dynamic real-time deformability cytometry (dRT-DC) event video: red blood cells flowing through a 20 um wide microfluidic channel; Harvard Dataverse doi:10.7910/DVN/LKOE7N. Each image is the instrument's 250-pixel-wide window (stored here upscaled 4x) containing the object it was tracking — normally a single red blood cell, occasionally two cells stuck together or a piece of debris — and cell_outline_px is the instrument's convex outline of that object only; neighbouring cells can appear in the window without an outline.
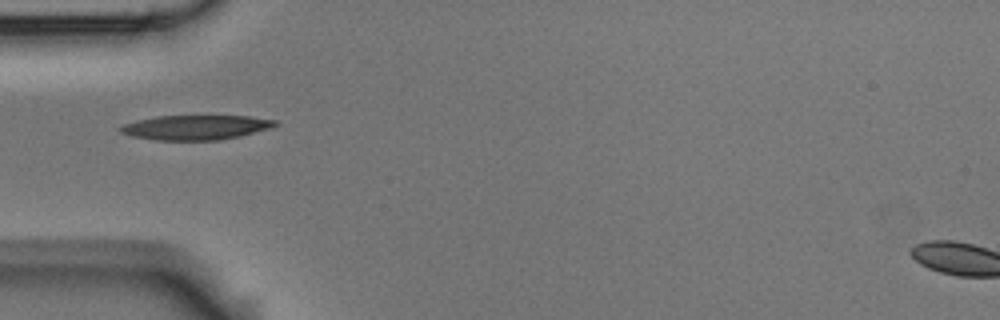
{"species": "Egyptian fruit bat (a non-hibernating species)", "species_latin": "Rousettus aegyptiacus", "temperature_condition": "room temperature", "stored_images_in_passage": 6, "camera_frame_rate_fps": 3000, "um_per_image_px": 0.085, "animal": {"sex": "male"}, "frame": {"image": 1, "passage_image": 1, "time_ms": 0.0, "image_size_px": [1000, 320], "cell_outline_px": [[280, 124], [276, 128], [240, 136], [220, 140], [156, 140], [132, 136], [120, 132], [116, 128], [124, 124], [136, 120], [160, 116], [248, 116], [276, 120]], "centroid_in_image_um": [16.7, 10.83], "position_along_channel_um": 68.3, "area_um2": 22.48}}
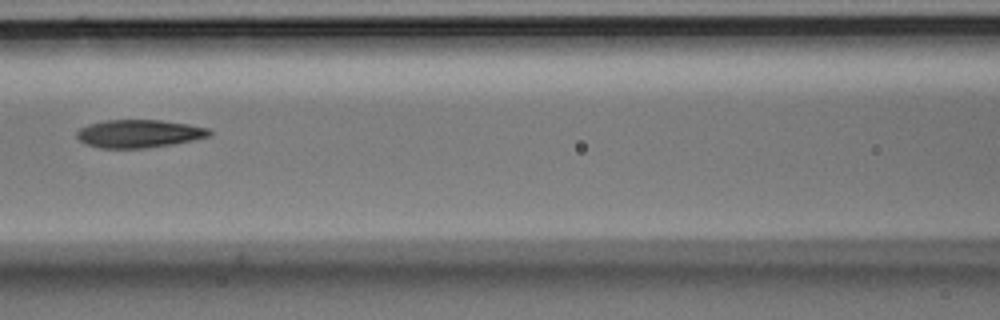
{"frame": {"image": 2, "passage_image": 3, "time_ms": 0.667, "image_size_px": [1000, 320], "cell_outline_px": [[212, 136], [172, 144], [144, 148], [100, 148], [84, 144], [76, 136], [76, 132], [80, 128], [88, 124], [104, 120], [160, 120], [188, 124], [208, 128], [212, 132]], "centroid_in_image_um": [11.8, 11.36], "position_along_channel_um": 154.8, "area_um2": 21.68}}
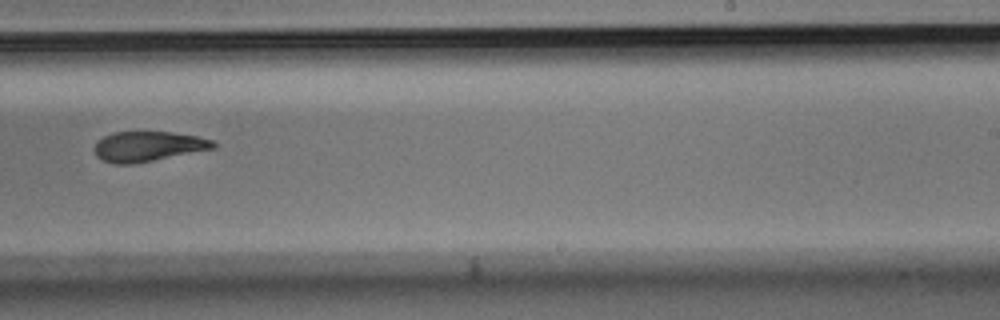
{"frame": {"image": 3, "passage_image": 6, "time_ms": 1.667, "image_size_px": [1000, 320], "cell_outline_px": [[216, 148], [132, 164], [112, 164], [96, 156], [96, 140], [112, 132], [172, 132], [196, 136], [212, 140], [216, 144]], "centroid_in_image_um": [12.57, 12.44], "position_along_channel_um": 276.4, "area_um2": 20.63}}